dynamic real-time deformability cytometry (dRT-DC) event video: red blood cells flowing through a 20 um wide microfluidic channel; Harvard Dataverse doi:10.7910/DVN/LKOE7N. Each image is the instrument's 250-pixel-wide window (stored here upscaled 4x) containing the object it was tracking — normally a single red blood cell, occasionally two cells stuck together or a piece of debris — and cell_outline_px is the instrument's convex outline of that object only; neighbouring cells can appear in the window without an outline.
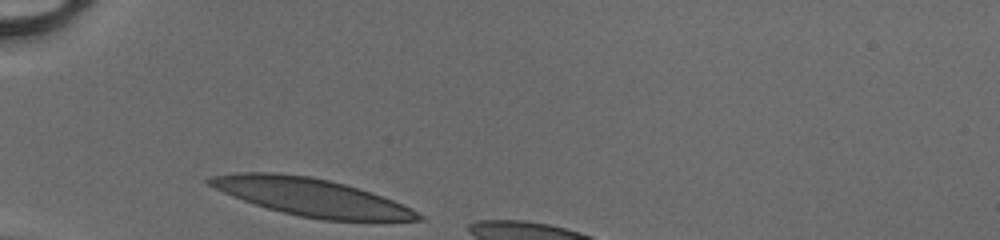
{"species": "human", "species_latin": "Homo sapiens", "temperature_condition": "cold", "stored_images_in_passage": 26, "camera_frame_rate_fps": 3000, "um_per_image_px": 0.085, "donor": {"sex": "male"}, "frame": {"image": 1, "passage_image": 1, "time_ms": 0.0, "image_size_px": [1000, 240], "cell_outline_px": [[424, 220], [324, 220], [300, 216], [268, 208], [244, 200], [224, 192], [208, 184], [204, 180], [208, 176], [236, 172], [276, 172], [308, 176], [328, 180], [344, 184], [372, 192], [412, 208], [424, 216]], "centroid_in_image_um": [26.44, 16.74], "position_along_channel_um": 58.6, "area_um2": 45.2}}
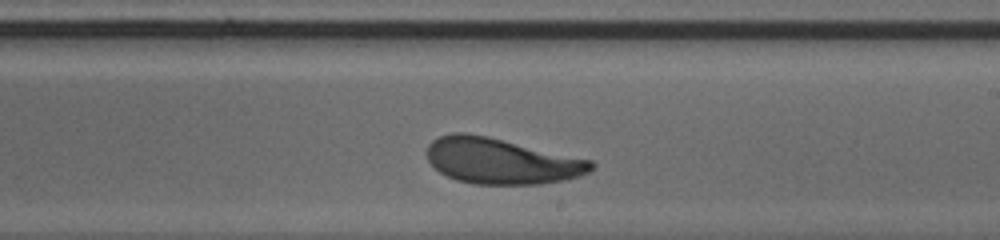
{"frame": {"image": 2, "passage_image": 16, "time_ms": 5.0, "image_size_px": [1000, 240], "cell_outline_px": [[596, 168], [580, 176], [564, 180], [540, 184], [472, 184], [456, 180], [440, 172], [428, 160], [424, 152], [428, 144], [432, 140], [440, 136], [452, 132], [464, 132], [488, 136], [592, 160], [596, 164]], "centroid_in_image_um": [42.6, 13.68], "position_along_channel_um": 246.4, "area_um2": 44.16}}
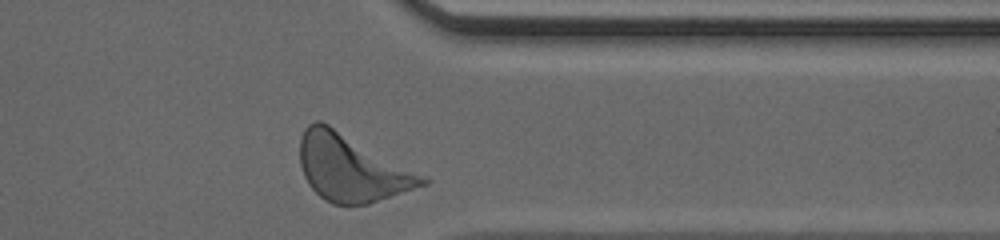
{"frame": {"image": 3, "passage_image": 26, "time_ms": 8.333, "image_size_px": [1000, 240], "cell_outline_px": [[432, 180], [428, 184], [368, 204], [332, 204], [324, 200], [308, 184], [304, 176], [300, 164], [300, 136], [304, 128], [308, 124], [316, 120], [320, 120], [328, 124]], "centroid_in_image_um": [29.85, 14.28], "position_along_channel_um": 381.6, "area_um2": 47.16}, "authors_computed_cell_mechanics": {"area_um2": 43.9858, "velocity_mm_per_s": 4.0835, "shape_relaxation_time_tau1_ms": 2.381, "shape_relaxation_time_tau2_ms": 3.7296, "deformation_change_tau1": 0.1465, "deformation_change_tau2": 0.1216}}